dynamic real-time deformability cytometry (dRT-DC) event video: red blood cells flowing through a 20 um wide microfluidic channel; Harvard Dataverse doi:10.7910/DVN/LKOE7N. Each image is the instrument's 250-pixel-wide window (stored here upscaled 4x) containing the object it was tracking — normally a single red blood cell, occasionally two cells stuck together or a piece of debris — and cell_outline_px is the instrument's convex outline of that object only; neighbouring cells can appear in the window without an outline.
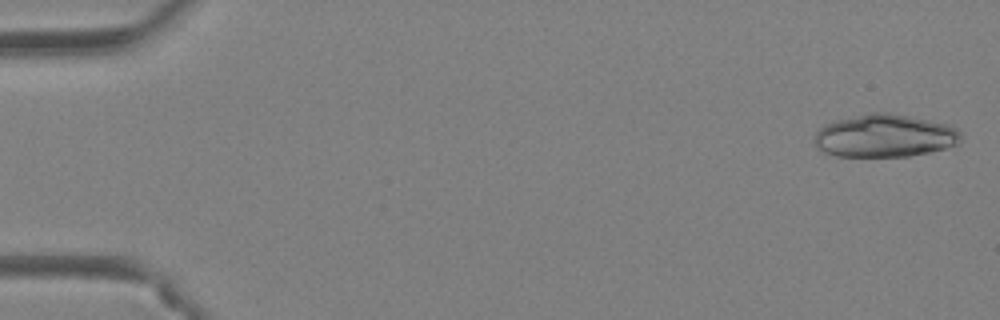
{"species": "Egyptian fruit bat (a non-hibernating species)", "species_latin": "Rousettus aegyptiacus", "temperature_condition": "warm", "stored_images_in_passage": 45, "segment_of_instrument_passage": [1, 2], "camera_frame_rate_fps": 3000, "um_per_image_px": 0.085, "animal": {"sex": "female"}, "frame": {"image": 1, "passage_image": 1, "time_ms": 0.0, "image_size_px": [1000, 320], "cell_outline_px": [[960, 140], [956, 144], [944, 148], [928, 152], [908, 156], [836, 156], [824, 152], [816, 148], [816, 132], [824, 124], [836, 120], [872, 112], [888, 112], [948, 124], [956, 128], [960, 132]], "centroid_in_image_um": [75.18, 11.54], "position_along_channel_um": 9.8, "area_um2": 36.24}}